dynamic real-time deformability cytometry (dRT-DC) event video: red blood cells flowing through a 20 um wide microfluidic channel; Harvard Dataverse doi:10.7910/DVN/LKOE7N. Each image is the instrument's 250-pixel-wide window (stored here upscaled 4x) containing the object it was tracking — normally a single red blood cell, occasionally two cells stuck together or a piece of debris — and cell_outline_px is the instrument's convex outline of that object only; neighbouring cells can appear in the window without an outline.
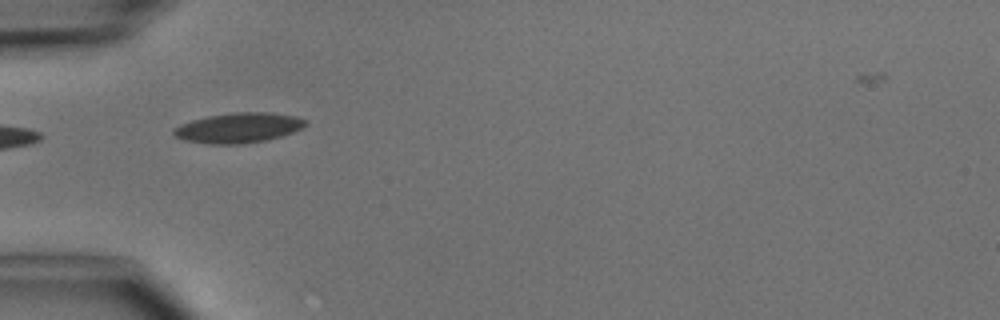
{"species": "common noctule bat (a hibernating species)", "species_latin": "Nyctalus noctula", "temperature_condition": "cold", "stored_images_in_passage": 5, "camera_frame_rate_fps": 3000, "um_per_image_px": 0.085, "animal": {"sex": "male", "body_mass_g": 15.6}, "frame": {"image": 1, "passage_image": 3, "time_ms": 2.333, "image_size_px": [1000, 320], "cell_outline_px": [[308, 124], [292, 132], [280, 136], [264, 140], [240, 144], [208, 144], [184, 140], [176, 136], [172, 132], [172, 128], [180, 124], [192, 120], [208, 116], [236, 112], [268, 112], [296, 116], [308, 120]], "centroid_in_image_um": [20.26, 10.86], "position_along_channel_um": 64.7, "area_um2": 23.0}}
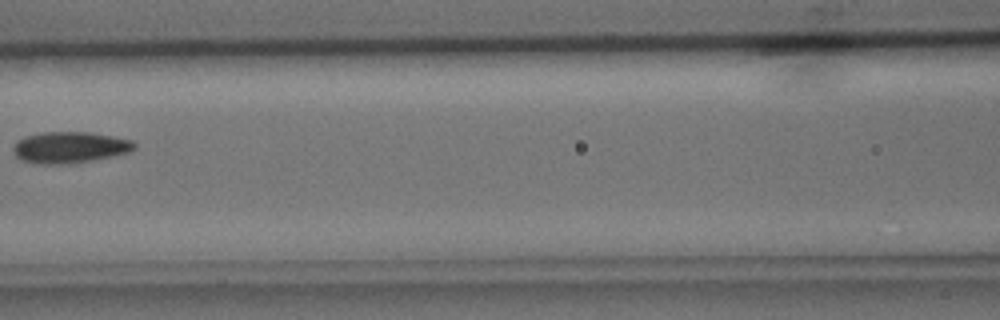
{"frame": {"image": 2, "passage_image": 5, "time_ms": 4.667, "image_size_px": [1000, 320], "cell_outline_px": [[136, 148], [128, 152], [112, 156], [92, 160], [68, 164], [44, 164], [20, 160], [16, 156], [12, 148], [16, 140], [24, 136], [40, 132], [92, 132], [132, 140], [136, 144]], "centroid_in_image_um": [5.9, 12.51], "position_along_channel_um": 160.7, "area_um2": 22.25}}